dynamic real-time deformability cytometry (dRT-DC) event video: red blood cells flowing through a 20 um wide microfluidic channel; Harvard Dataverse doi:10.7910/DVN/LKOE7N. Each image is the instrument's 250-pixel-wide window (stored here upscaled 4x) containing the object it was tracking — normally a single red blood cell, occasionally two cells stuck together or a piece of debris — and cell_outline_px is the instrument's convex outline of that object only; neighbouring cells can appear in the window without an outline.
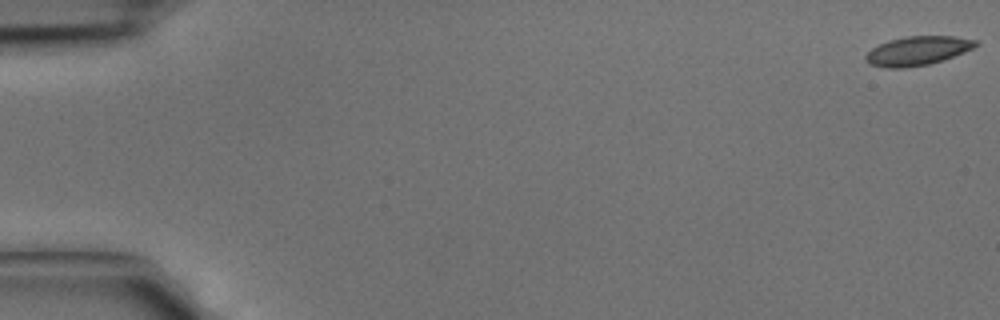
{"species": "common noctule bat (a hibernating species)", "species_latin": "Nyctalus noctula", "temperature_condition": "cold", "stored_images_in_passage": 43, "camera_frame_rate_fps": 3000, "um_per_image_px": 0.085, "animal": {"sex": "male", "body_mass_g": 15.6}, "frame": {"image": 1, "passage_image": 1, "time_ms": 0.0, "image_size_px": [1000, 320], "cell_outline_px": [[980, 44], [964, 52], [944, 60], [928, 64], [904, 68], [888, 68], [868, 64], [864, 60], [864, 56], [872, 48], [888, 40], [904, 36], [956, 36], [976, 40]], "centroid_in_image_um": [77.98, 4.32], "position_along_channel_um": 7.0, "area_um2": 18.73}}
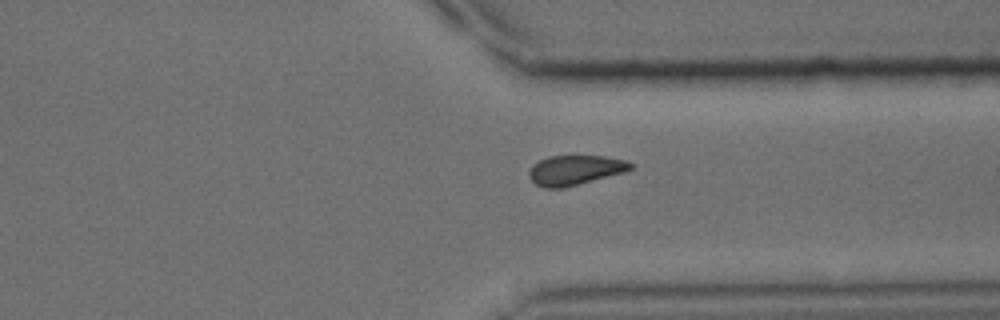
{"frame": {"image": 2, "passage_image": 33, "time_ms": 10.667, "image_size_px": [1000, 320], "cell_outline_px": [[632, 168], [624, 172], [564, 188], [544, 188], [536, 184], [528, 176], [528, 172], [532, 164], [548, 156], [604, 156], [628, 160], [632, 164]], "centroid_in_image_um": [48.86, 14.45], "position_along_channel_um": 362.5, "area_um2": 17.63}}
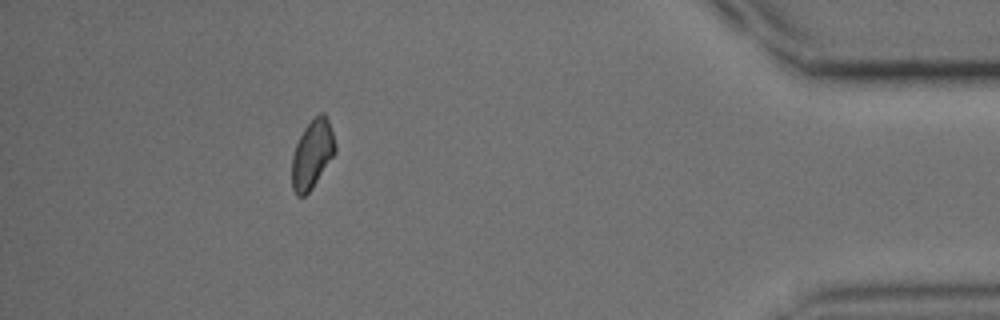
{"frame": {"image": 3, "passage_image": 39, "time_ms": 12.667, "image_size_px": [1000, 320], "cell_outline_px": [[336, 152], [312, 188], [304, 196], [296, 196], [292, 188], [292, 156], [296, 144], [304, 128], [320, 112], [324, 112], [328, 120], [332, 132], [336, 148]], "centroid_in_image_um": [26.53, 13.12], "position_along_channel_um": 408.7, "area_um2": 17.11}}